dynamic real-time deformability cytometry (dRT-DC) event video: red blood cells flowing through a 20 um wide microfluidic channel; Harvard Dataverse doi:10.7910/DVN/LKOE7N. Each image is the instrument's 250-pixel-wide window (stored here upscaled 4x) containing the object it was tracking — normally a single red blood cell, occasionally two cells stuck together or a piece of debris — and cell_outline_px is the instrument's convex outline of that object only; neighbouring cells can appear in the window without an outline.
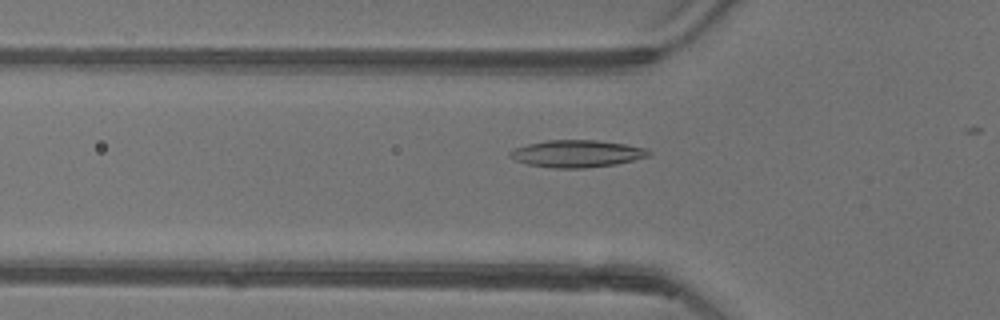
{"species": "common noctule bat (a hibernating species)", "species_latin": "Nyctalus noctula", "temperature_condition": "warm", "stored_images_in_passage": 19, "camera_frame_rate_fps": 3000, "um_per_image_px": 0.085, "animal": {"sex": "female"}, "frame": {"image": 1, "passage_image": 10, "time_ms": 3.0, "image_size_px": [1000, 320], "cell_outline_px": [[652, 152], [648, 156], [616, 164], [584, 168], [552, 168], [528, 164], [516, 160], [508, 156], [508, 152], [516, 148], [528, 144], [544, 140], [596, 140], [624, 144], [648, 148]], "centroid_in_image_um": [49.03, 13.06], "position_along_channel_um": 76.8, "area_um2": 21.91}}
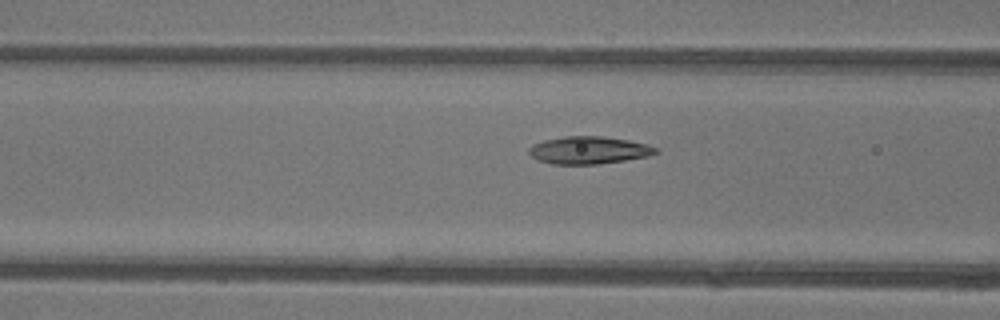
{"frame": {"image": 2, "passage_image": 13, "time_ms": 4.0, "image_size_px": [1000, 320], "cell_outline_px": [[660, 152], [648, 156], [624, 160], [596, 164], [552, 164], [540, 160], [532, 156], [528, 152], [528, 148], [532, 144], [544, 140], [564, 136], [604, 136], [628, 140], [648, 144], [660, 148]], "centroid_in_image_um": [50.08, 12.75], "position_along_channel_um": 116.5, "area_um2": 20.4}}
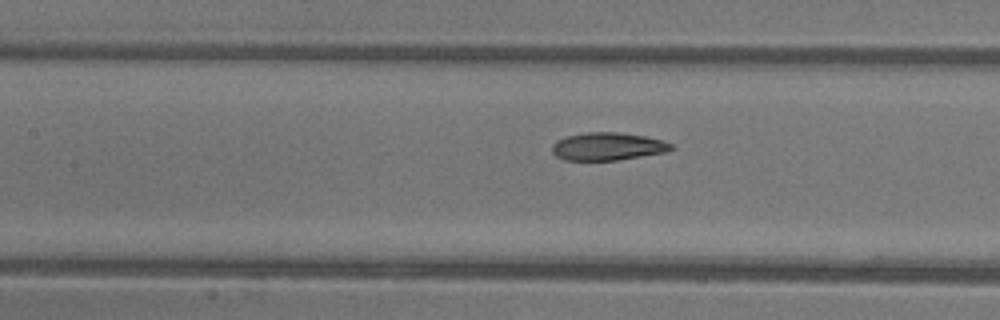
{"frame": {"image": 3, "passage_image": 16, "time_ms": 5.0, "image_size_px": [1000, 320], "cell_outline_px": [[676, 148], [664, 152], [616, 160], [564, 160], [556, 156], [552, 152], [552, 144], [556, 140], [568, 136], [588, 132], [616, 132], [644, 136], [664, 140], [672, 144]], "centroid_in_image_um": [51.65, 12.44], "position_along_channel_um": 155.8, "area_um2": 19.19}}